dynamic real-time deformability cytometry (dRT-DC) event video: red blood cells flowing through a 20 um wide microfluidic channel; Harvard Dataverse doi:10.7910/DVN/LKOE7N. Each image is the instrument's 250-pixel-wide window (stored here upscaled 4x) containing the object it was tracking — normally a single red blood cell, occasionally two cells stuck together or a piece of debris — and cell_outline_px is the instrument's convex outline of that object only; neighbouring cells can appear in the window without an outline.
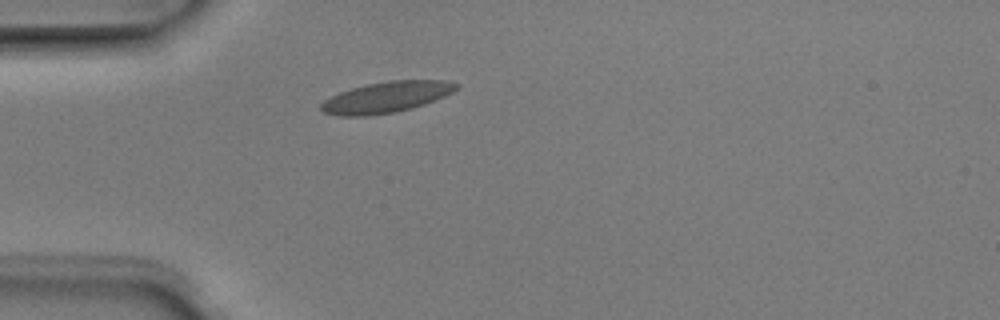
{"species": "Egyptian fruit bat (a non-hibernating species)", "species_latin": "Rousettus aegyptiacus", "temperature_condition": "room temperature", "stored_images_in_passage": 1, "camera_frame_rate_fps": 3000, "um_per_image_px": 0.085, "animal": {"sex": "male"}, "frame": {"image": 1, "passage_image": 1, "time_ms": 0.0, "image_size_px": [1000, 320], "cell_outline_px": [[460, 88], [444, 96], [424, 104], [412, 108], [396, 112], [364, 116], [340, 116], [324, 112], [320, 108], [320, 104], [324, 100], [340, 92], [352, 88], [368, 84], [388, 80], [444, 80], [460, 84]], "centroid_in_image_um": [32.86, 8.25], "position_along_channel_um": 52.1, "area_um2": 24.33}}